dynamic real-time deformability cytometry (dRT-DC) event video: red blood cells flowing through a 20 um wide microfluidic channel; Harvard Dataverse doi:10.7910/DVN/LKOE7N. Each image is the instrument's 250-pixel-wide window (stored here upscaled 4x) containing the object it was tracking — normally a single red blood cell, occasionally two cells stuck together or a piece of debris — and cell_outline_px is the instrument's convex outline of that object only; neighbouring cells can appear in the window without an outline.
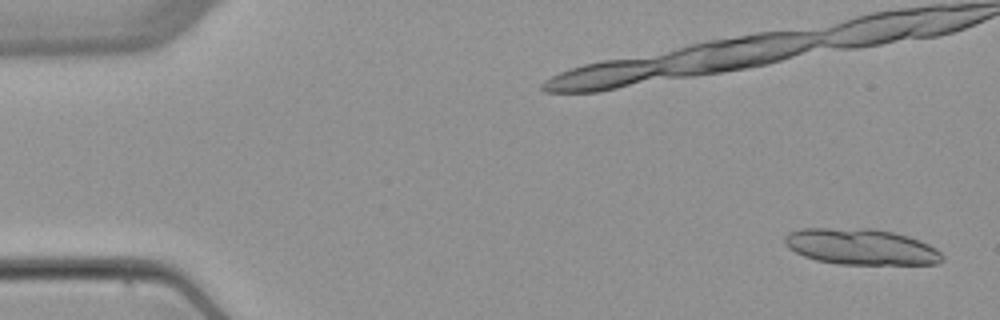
{"species": "common noctule bat (a hibernating species)", "species_latin": "Nyctalus noctula", "temperature_condition": "warm", "stored_images_in_passage": 7, "segment_of_instrument_passage": [1, 2], "camera_frame_rate_fps": 3000, "um_per_image_px": 0.085, "animal": {"sex": "female", "body_mass_g": 22.7, "forearm_length_mm": 54.2}, "frame": {"image": 1, "passage_image": 1, "time_ms": 0.0, "image_size_px": [1000, 320], "cell_outline_px": [[944, 260], [936, 264], [836, 264], [816, 260], [804, 256], [788, 248], [784, 244], [784, 236], [788, 232], [800, 228], [872, 228], [892, 232], [908, 236], [920, 240], [936, 248], [944, 256]], "centroid_in_image_um": [73.17, 20.97], "position_along_channel_um": 11.8, "area_um2": 33.35}}